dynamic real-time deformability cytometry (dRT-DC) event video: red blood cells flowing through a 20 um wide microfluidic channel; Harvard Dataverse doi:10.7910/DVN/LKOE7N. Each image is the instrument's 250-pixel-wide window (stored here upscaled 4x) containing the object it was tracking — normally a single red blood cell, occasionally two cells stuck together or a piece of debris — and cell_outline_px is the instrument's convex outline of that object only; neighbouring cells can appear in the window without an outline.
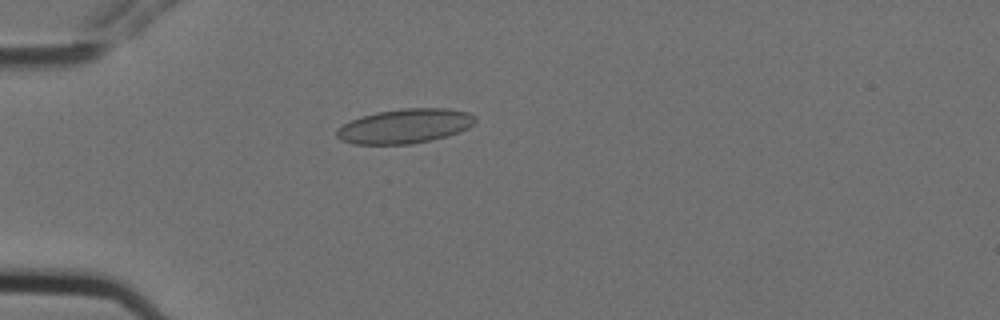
{"species": "Egyptian fruit bat (a non-hibernating species)", "species_latin": "Rousettus aegyptiacus", "temperature_condition": "cold", "stored_images_in_passage": 5, "camera_frame_rate_fps": 3000, "um_per_image_px": 0.085, "animal": {"sex": "female"}, "frame": {"image": 1, "passage_image": 5, "time_ms": 1.333, "image_size_px": [1000, 320], "cell_outline_px": [[476, 120], [468, 128], [460, 132], [448, 136], [412, 144], [352, 144], [336, 136], [336, 128], [360, 116], [376, 112], [404, 108], [448, 108], [468, 112], [476, 116]], "centroid_in_image_um": [34.43, 10.71], "position_along_channel_um": 50.6, "area_um2": 27.92}}